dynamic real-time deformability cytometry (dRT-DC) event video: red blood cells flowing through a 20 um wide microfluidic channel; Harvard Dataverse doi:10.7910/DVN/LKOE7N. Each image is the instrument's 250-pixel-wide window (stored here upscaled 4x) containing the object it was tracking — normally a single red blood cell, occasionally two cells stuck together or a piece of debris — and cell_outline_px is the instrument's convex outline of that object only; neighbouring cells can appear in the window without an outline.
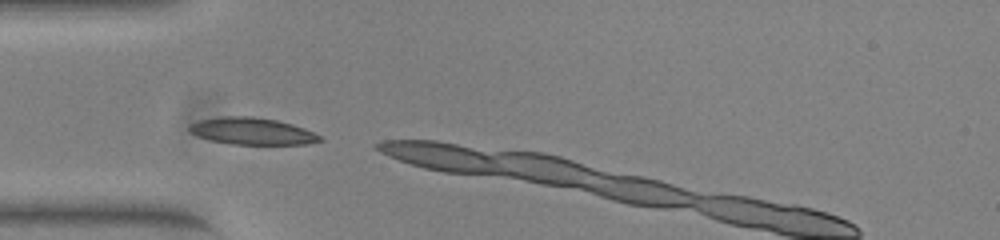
{"species": "common noctule bat (a hibernating species)", "species_latin": "Nyctalus noctula", "temperature_condition": "warm", "stored_images_in_passage": 4, "camera_frame_rate_fps": 3000, "um_per_image_px": 0.085, "animal": {"sex": "female", "body_mass_g": 23.0, "forearm_length_mm": 53.4}, "frame": {"image": 1, "passage_image": 1, "time_ms": 0.0, "image_size_px": [1000, 240], "cell_outline_px": [[324, 140], [308, 144], [232, 144], [212, 140], [196, 136], [188, 128], [192, 124], [200, 120], [220, 116], [252, 116], [276, 120], [292, 124], [304, 128], [320, 136]], "centroid_in_image_um": [21.44, 11.15], "position_along_channel_um": 63.6, "area_um2": 20.29}}